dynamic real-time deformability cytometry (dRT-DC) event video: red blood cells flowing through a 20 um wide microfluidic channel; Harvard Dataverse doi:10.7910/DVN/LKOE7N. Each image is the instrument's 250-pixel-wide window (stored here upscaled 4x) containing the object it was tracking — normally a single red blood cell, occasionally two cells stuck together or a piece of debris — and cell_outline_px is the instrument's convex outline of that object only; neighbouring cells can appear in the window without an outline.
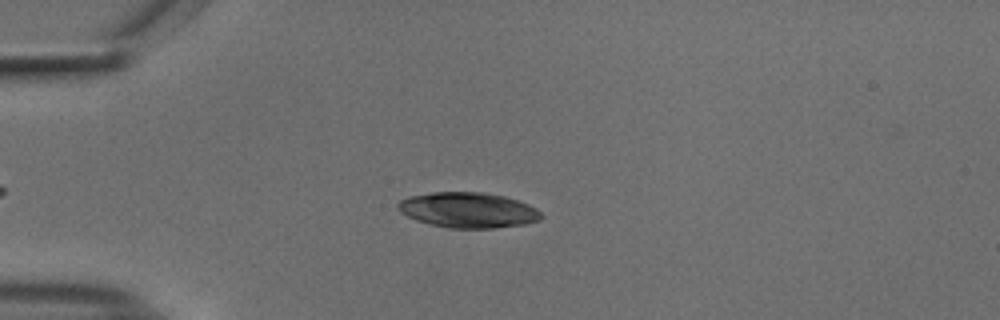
{"species": "common noctule bat (a hibernating species)", "species_latin": "Nyctalus noctula", "temperature_condition": "cold", "stored_images_in_passage": 53, "camera_frame_rate_fps": 3000, "um_per_image_px": 0.085, "animal": {"sex": "male", "body_mass_g": 18.8}, "frame": {"image": 1, "passage_image": 13, "time_ms": 4.0, "image_size_px": [1000, 320], "cell_outline_px": [[544, 216], [540, 220], [524, 224], [492, 228], [448, 228], [428, 224], [416, 220], [400, 212], [396, 208], [396, 204], [400, 200], [408, 196], [432, 192], [484, 192], [504, 196], [528, 204], [536, 208]], "centroid_in_image_um": [39.76, 17.85], "position_along_channel_um": 45.2, "area_um2": 29.71}}
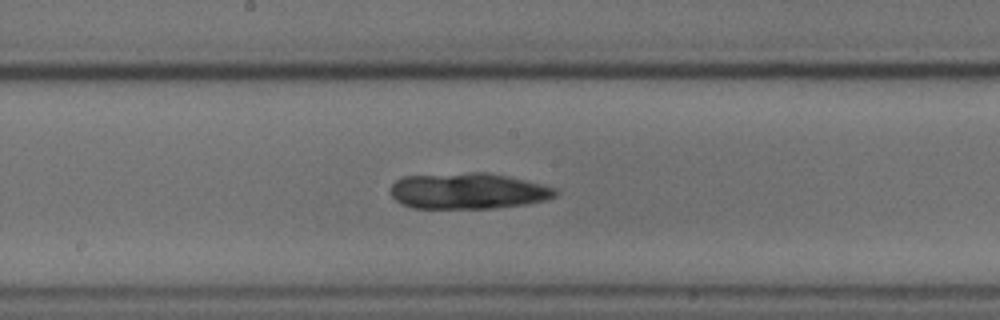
{"frame": {"image": 2, "passage_image": 28, "time_ms": 9.0, "image_size_px": [1000, 320], "cell_outline_px": [[560, 192], [556, 196], [544, 200], [528, 204], [492, 208], [412, 208], [400, 204], [392, 196], [392, 184], [396, 180], [404, 176], [472, 172], [488, 172], [508, 176], [556, 188]], "centroid_in_image_um": [39.79, 16.23], "position_along_channel_um": 208.4, "area_um2": 34.68}}
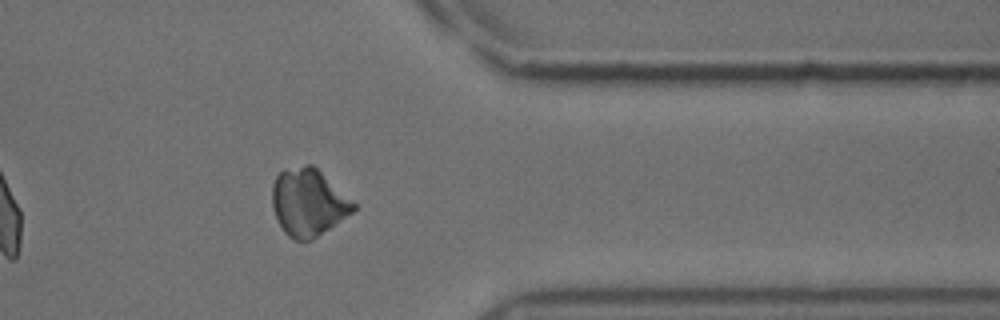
{"frame": {"image": 3, "passage_image": 43, "time_ms": 14.0, "image_size_px": [1000, 320], "cell_outline_px": [[356, 208], [352, 212], [312, 240], [296, 240], [288, 236], [284, 232], [276, 216], [272, 204], [272, 184], [276, 176], [280, 172], [304, 164], [312, 164], [356, 204]], "centroid_in_image_um": [26.18, 17.2], "position_along_channel_um": 385.2, "area_um2": 31.33}}